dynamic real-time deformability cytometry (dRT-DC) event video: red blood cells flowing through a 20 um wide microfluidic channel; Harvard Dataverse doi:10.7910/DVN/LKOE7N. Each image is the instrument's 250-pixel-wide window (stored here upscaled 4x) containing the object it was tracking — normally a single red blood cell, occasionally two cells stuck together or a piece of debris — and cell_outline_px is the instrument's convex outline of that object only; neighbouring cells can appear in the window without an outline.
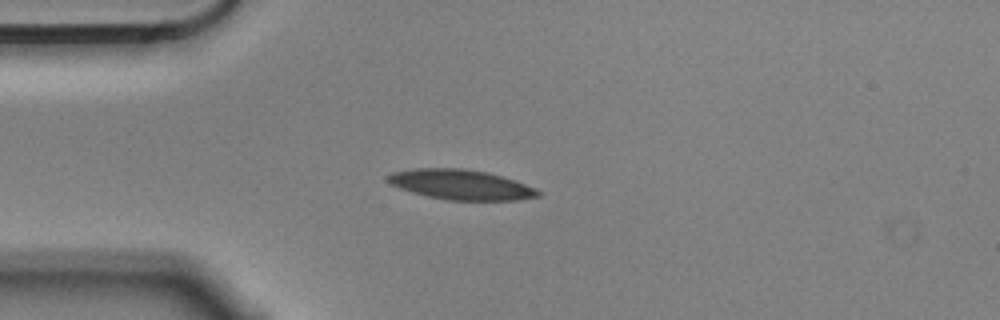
{"species": "Egyptian fruit bat (a non-hibernating species)", "species_latin": "Rousettus aegyptiacus", "temperature_condition": "cold", "stored_images_in_passage": 3, "camera_frame_rate_fps": 3000, "um_per_image_px": 0.085, "animal": {"sex": "male"}, "frame": {"image": 1, "passage_image": 3, "time_ms": 0.667, "image_size_px": [1000, 320], "cell_outline_px": [[544, 192], [540, 196], [516, 200], [448, 200], [428, 196], [412, 192], [388, 184], [384, 180], [392, 172], [412, 168], [464, 168], [488, 172], [516, 180], [536, 188]], "centroid_in_image_um": [39.19, 15.68], "position_along_channel_um": 45.8, "area_um2": 26.59}}